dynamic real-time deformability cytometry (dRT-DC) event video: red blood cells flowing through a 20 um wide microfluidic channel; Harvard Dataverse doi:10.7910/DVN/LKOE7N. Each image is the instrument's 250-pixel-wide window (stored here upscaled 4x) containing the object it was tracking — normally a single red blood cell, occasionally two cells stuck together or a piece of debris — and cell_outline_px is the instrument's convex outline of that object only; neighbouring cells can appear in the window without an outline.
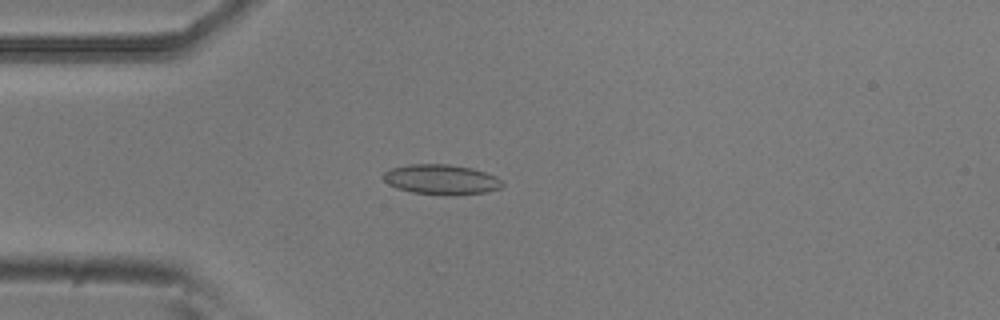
{"species": "common noctule bat (a hibernating species)", "species_latin": "Nyctalus noctula", "temperature_condition": "room temperature", "stored_images_in_passage": 22, "camera_frame_rate_fps": 3000, "um_per_image_px": 0.085, "animal": {"sex": "male", "body_mass_g": 20.5, "forearm_length_mm": 52.5}, "frame": {"image": 1, "passage_image": 13, "time_ms": 4.0, "image_size_px": [1000, 320], "cell_outline_px": [[504, 184], [500, 188], [484, 192], [456, 196], [444, 196], [412, 192], [396, 188], [388, 184], [380, 176], [384, 172], [392, 168], [408, 164], [448, 164], [472, 168], [496, 176], [504, 180]], "centroid_in_image_um": [37.51, 15.27], "position_along_channel_um": 47.5, "area_um2": 21.21}}
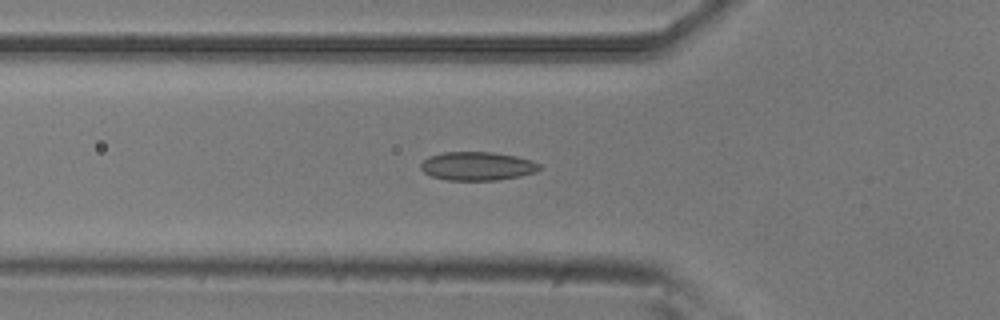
{"frame": {"image": 2, "passage_image": 17, "time_ms": 5.333, "image_size_px": [1000, 320], "cell_outline_px": [[540, 168], [536, 172], [520, 176], [496, 180], [448, 180], [432, 176], [424, 172], [420, 168], [420, 164], [428, 156], [444, 152], [492, 152], [516, 156], [532, 160], [540, 164]], "centroid_in_image_um": [40.57, 14.11], "position_along_channel_um": 85.2, "area_um2": 19.77}}
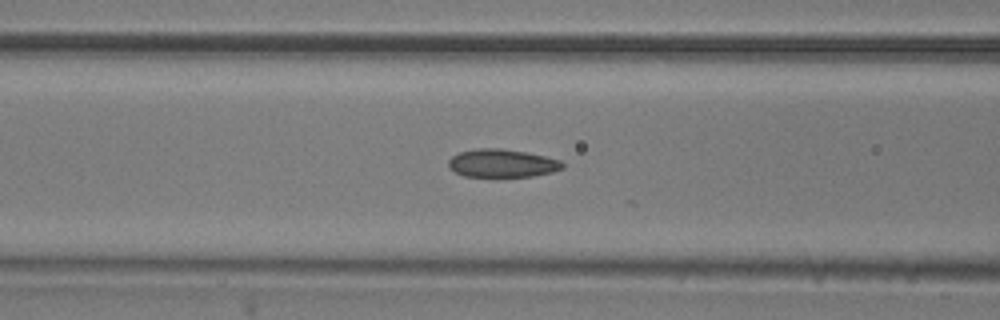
{"frame": {"image": 3, "passage_image": 20, "time_ms": 6.333, "image_size_px": [1000, 320], "cell_outline_px": [[564, 168], [552, 172], [532, 176], [464, 176], [448, 168], [448, 160], [452, 156], [460, 152], [476, 148], [500, 148], [524, 152], [544, 156], [560, 160], [564, 164]], "centroid_in_image_um": [42.66, 13.87], "position_along_channel_um": 123.9, "area_um2": 18.55}}